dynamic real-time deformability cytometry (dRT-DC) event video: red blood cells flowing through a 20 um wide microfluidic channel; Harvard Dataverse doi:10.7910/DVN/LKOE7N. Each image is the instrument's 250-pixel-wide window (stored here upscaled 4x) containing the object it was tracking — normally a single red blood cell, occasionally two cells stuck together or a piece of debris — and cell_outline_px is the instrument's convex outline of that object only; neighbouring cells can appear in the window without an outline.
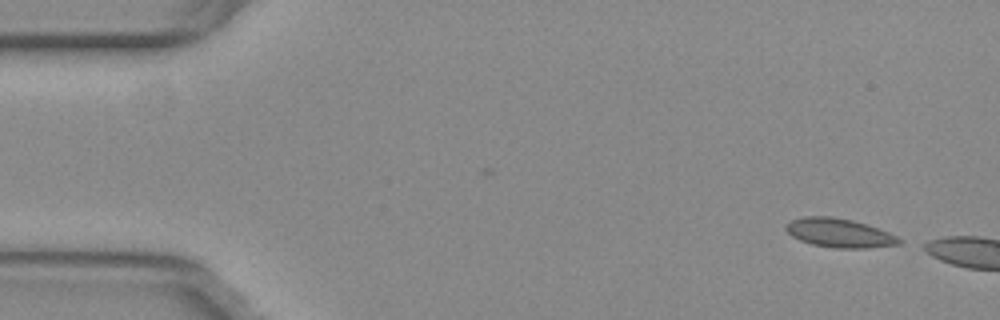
{"species": "common noctule bat (a hibernating species)", "species_latin": "Nyctalus noctula", "temperature_condition": "warm", "stored_images_in_passage": 4, "camera_frame_rate_fps": 3000, "um_per_image_px": 0.085, "animal": {"sex": "female", "body_mass_g": 29.2, "forearm_length_mm": 56.3}, "frame": {"image": 1, "passage_image": 1, "time_ms": 0.0, "image_size_px": [1000, 320], "cell_outline_px": [[904, 240], [900, 244], [868, 248], [832, 248], [812, 244], [800, 240], [792, 236], [784, 228], [784, 224], [792, 220], [804, 216], [832, 216], [852, 220], [888, 232]], "centroid_in_image_um": [71.32, 19.8], "position_along_channel_um": 13.7, "area_um2": 19.07}}